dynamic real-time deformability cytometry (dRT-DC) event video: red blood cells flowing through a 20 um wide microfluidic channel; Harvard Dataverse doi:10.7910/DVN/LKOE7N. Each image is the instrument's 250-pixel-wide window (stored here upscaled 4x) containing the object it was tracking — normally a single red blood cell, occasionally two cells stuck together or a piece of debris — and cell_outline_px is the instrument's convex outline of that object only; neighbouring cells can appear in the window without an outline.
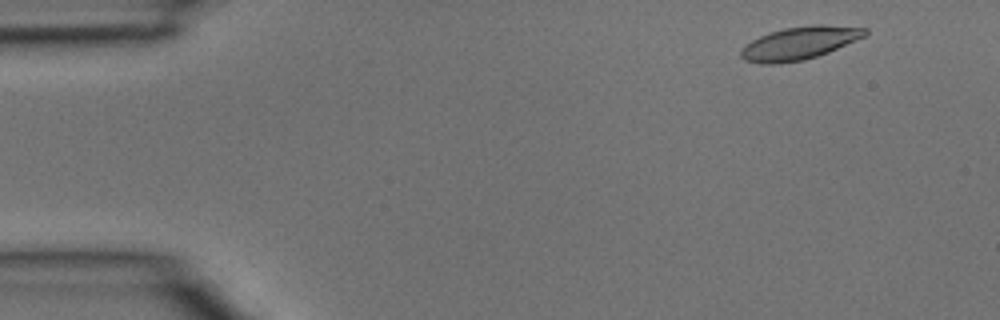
{"species": "common noctule bat (a hibernating species)", "species_latin": "Nyctalus noctula", "temperature_condition": "room temperature", "stored_images_in_passage": 4, "segment_of_instrument_passage": [2, 2], "camera_frame_rate_fps": 3000, "um_per_image_px": 0.085, "animal": {"sex": "male", "body_mass_g": 15.6}, "frame": {"image": 1, "passage_image": 4, "time_ms": 1.0, "image_size_px": [1000, 320], "cell_outline_px": [[868, 36], [828, 52], [804, 60], [780, 64], [760, 64], [744, 60], [740, 56], [740, 52], [752, 40], [760, 36], [784, 28], [812, 24], [824, 24], [868, 28]], "centroid_in_image_um": [68.01, 3.66], "position_along_channel_um": 17.0, "area_um2": 23.93}}